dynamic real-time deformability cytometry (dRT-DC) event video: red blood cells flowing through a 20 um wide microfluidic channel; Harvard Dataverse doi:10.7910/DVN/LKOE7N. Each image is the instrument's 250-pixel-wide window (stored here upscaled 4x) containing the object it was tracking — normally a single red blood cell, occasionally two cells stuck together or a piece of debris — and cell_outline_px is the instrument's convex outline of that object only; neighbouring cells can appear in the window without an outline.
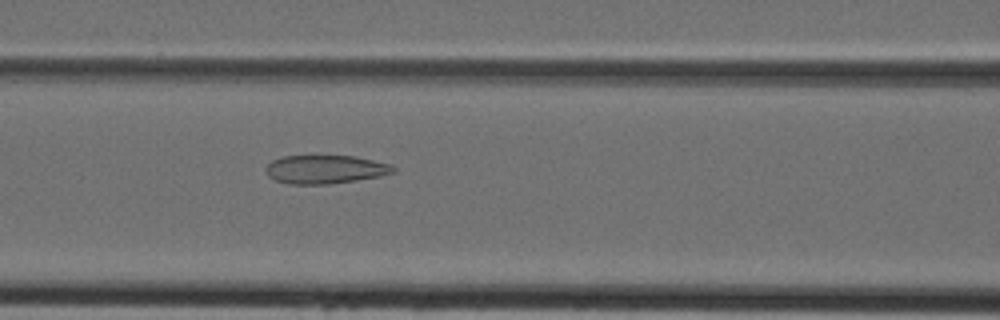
{"species": "Egyptian fruit bat (a non-hibernating species)", "species_latin": "Rousettus aegyptiacus", "temperature_condition": "cold", "stored_images_in_passage": 44, "camera_frame_rate_fps": 3000, "um_per_image_px": 0.085, "animal": {"sex": "female"}, "frame": {"image": 1, "passage_image": 19, "time_ms": 6.0, "image_size_px": [1000, 320], "cell_outline_px": [[396, 172], [380, 176], [356, 180], [328, 184], [288, 184], [276, 180], [268, 176], [264, 168], [272, 160], [284, 156], [356, 156], [392, 164], [396, 168]], "centroid_in_image_um": [27.67, 14.39], "position_along_channel_um": 138.9, "area_um2": 21.27}}
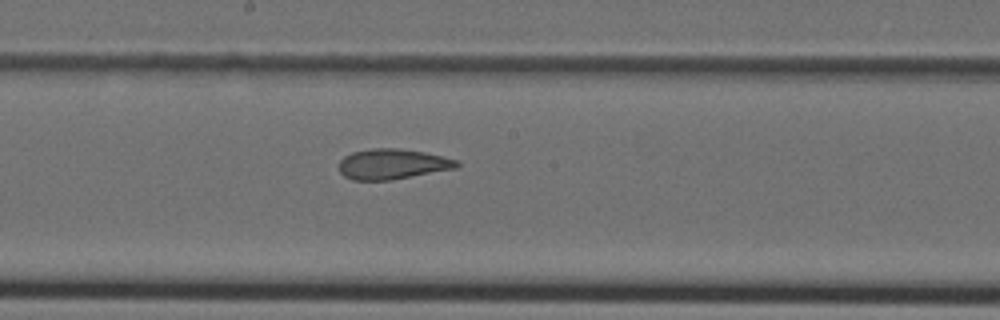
{"frame": {"image": 2, "passage_image": 24, "time_ms": 7.667, "image_size_px": [1000, 320], "cell_outline_px": [[460, 164], [456, 168], [392, 180], [352, 180], [344, 176], [340, 172], [340, 160], [344, 156], [352, 152], [372, 148], [396, 148], [424, 152], [460, 160]], "centroid_in_image_um": [33.36, 13.95], "position_along_channel_um": 214.8, "area_um2": 20.87}}
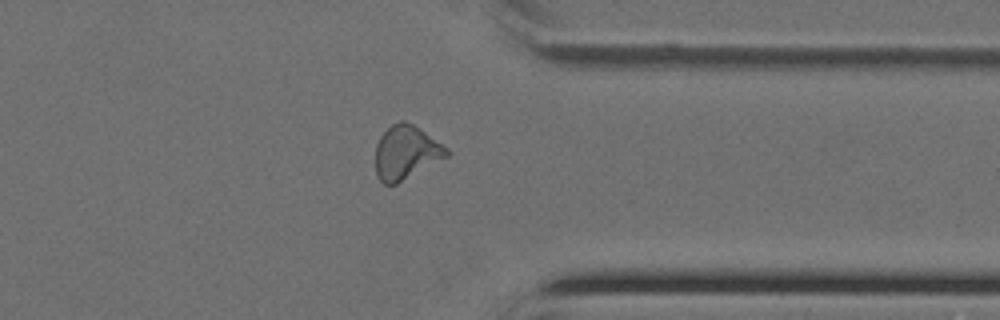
{"frame": {"image": 3, "passage_image": 35, "time_ms": 11.333, "image_size_px": [1000, 320], "cell_outline_px": [[448, 156], [396, 184], [384, 184], [380, 180], [376, 172], [376, 144], [380, 136], [392, 124], [400, 120], [404, 120], [412, 124], [448, 148]], "centroid_in_image_um": [34.49, 12.95], "position_along_channel_um": 376.9, "area_um2": 21.91}}